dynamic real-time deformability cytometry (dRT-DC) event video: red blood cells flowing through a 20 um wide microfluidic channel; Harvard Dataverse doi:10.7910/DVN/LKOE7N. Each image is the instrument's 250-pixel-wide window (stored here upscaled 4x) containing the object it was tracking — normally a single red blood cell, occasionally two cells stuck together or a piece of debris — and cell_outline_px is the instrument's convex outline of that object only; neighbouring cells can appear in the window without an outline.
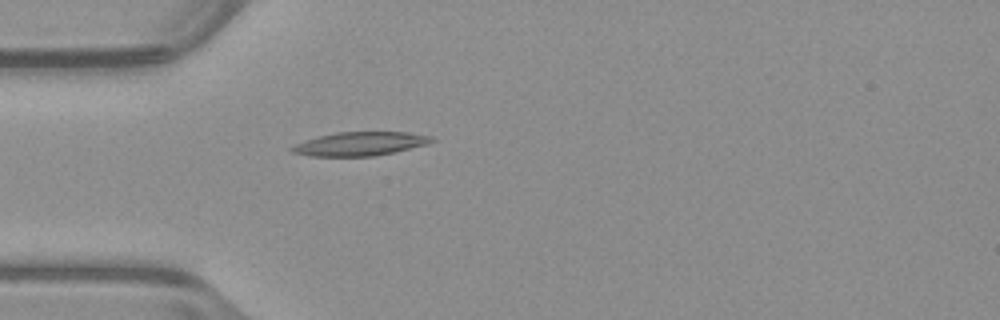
{"species": "common noctule bat (a hibernating species)", "species_latin": "Nyctalus noctula", "temperature_condition": "warm", "stored_images_in_passage": 52, "camera_frame_rate_fps": 3000, "um_per_image_px": 0.085, "animal": {"sex": "male", "body_mass_g": 23.1, "forearm_length_mm": 52.7}, "frame": {"image": 1, "passage_image": 15, "time_ms": 4.667, "image_size_px": [1000, 320], "cell_outline_px": [[436, 140], [428, 144], [376, 156], [308, 156], [292, 152], [288, 148], [292, 144], [304, 140], [336, 132], [408, 132], [432, 136]], "centroid_in_image_um": [30.58, 12.22], "position_along_channel_um": 54.4, "area_um2": 19.48}}
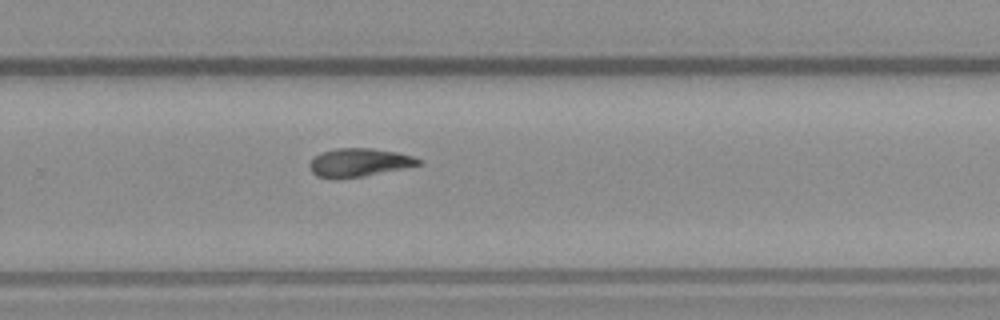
{"frame": {"image": 2, "passage_image": 34, "time_ms": 11.0, "image_size_px": [1000, 320], "cell_outline_px": [[424, 164], [364, 176], [336, 180], [332, 180], [316, 176], [308, 168], [308, 164], [320, 152], [336, 148], [372, 148], [396, 152], [412, 156], [424, 160]], "centroid_in_image_um": [30.5, 13.83], "position_along_channel_um": 299.3, "area_um2": 18.38}}
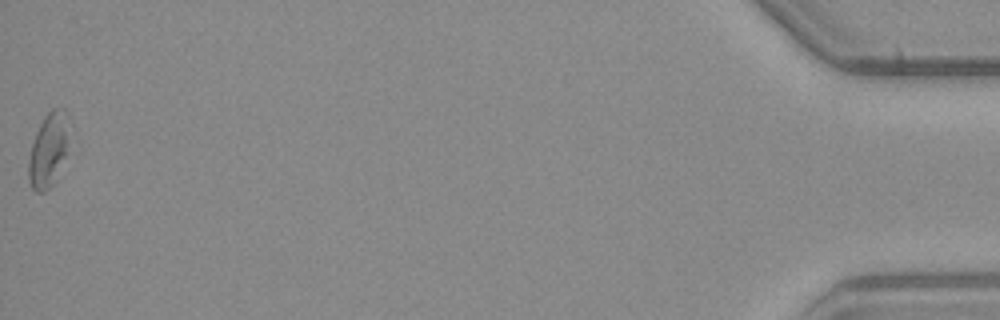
{"frame": {"image": 3, "passage_image": 52, "time_ms": 17.0, "image_size_px": [1000, 320], "cell_outline_px": [[72, 124], [64, 156], [52, 184], [44, 192], [36, 192], [32, 188], [28, 180], [28, 160], [32, 144], [36, 132], [44, 116], [52, 108], [64, 108], [68, 112]], "centroid_in_image_um": [4.13, 12.65], "position_along_channel_um": 431.1, "area_um2": 17.63}}